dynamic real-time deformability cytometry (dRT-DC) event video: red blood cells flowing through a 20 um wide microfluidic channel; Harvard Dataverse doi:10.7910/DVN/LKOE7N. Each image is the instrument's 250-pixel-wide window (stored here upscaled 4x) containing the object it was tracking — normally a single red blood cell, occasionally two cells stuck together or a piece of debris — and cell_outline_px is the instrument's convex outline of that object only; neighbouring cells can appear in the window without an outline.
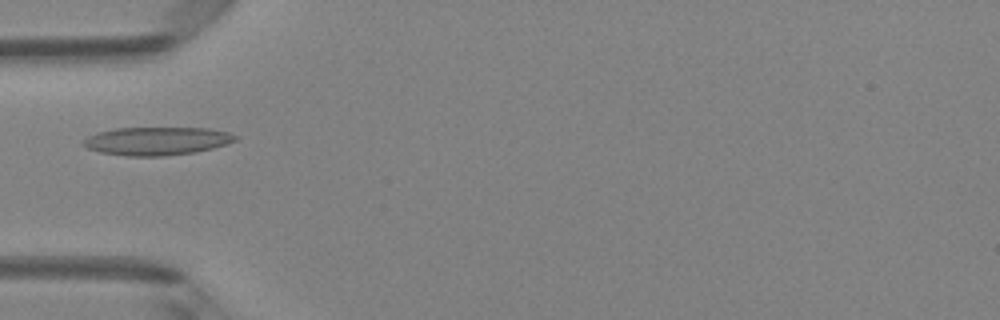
{"species": "Egyptian fruit bat (a non-hibernating species)", "species_latin": "Rousettus aegyptiacus", "temperature_condition": "room temperature", "stored_images_in_passage": 5, "camera_frame_rate_fps": 3000, "um_per_image_px": 0.085, "animal": {"sex": "female"}, "frame": {"image": 1, "passage_image": 5, "time_ms": 1.333, "image_size_px": [1000, 320], "cell_outline_px": [[240, 136], [236, 140], [212, 148], [196, 152], [164, 156], [128, 156], [100, 152], [88, 148], [80, 144], [88, 136], [100, 132], [116, 128], [208, 128], [228, 132]], "centroid_in_image_um": [13.34, 11.99], "position_along_channel_um": 71.7, "area_um2": 24.85}}